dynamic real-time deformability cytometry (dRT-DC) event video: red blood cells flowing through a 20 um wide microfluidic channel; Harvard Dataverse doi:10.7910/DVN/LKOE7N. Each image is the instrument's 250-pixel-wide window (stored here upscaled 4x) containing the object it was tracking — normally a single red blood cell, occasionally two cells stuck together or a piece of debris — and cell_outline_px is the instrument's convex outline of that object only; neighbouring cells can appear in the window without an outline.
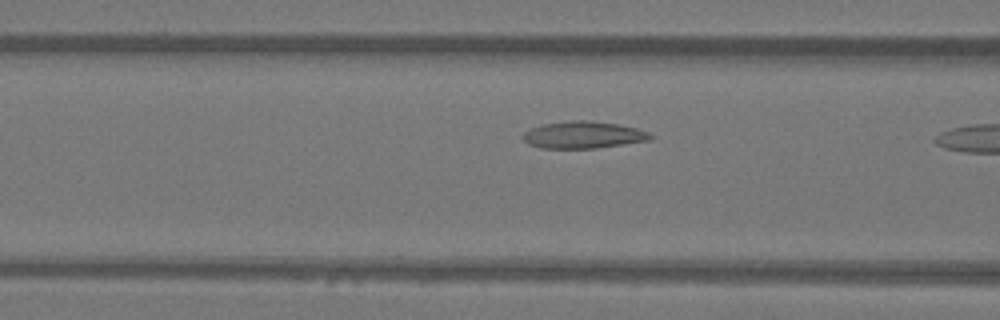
{"species": "Egyptian fruit bat (a non-hibernating species)", "species_latin": "Rousettus aegyptiacus", "temperature_condition": "warm", "stored_images_in_passage": 10, "camera_frame_rate_fps": 3000, "um_per_image_px": 0.085, "animal": {"sex": "female"}, "frame": {"image": 1, "passage_image": 9, "time_ms": 2.667, "image_size_px": [1000, 320], "cell_outline_px": [[652, 140], [596, 148], [540, 148], [528, 144], [524, 140], [524, 132], [532, 128], [544, 124], [568, 120], [588, 120], [620, 124], [636, 128], [648, 132], [652, 136]], "centroid_in_image_um": [49.6, 11.46], "position_along_channel_um": 117.0, "area_um2": 20.06}}